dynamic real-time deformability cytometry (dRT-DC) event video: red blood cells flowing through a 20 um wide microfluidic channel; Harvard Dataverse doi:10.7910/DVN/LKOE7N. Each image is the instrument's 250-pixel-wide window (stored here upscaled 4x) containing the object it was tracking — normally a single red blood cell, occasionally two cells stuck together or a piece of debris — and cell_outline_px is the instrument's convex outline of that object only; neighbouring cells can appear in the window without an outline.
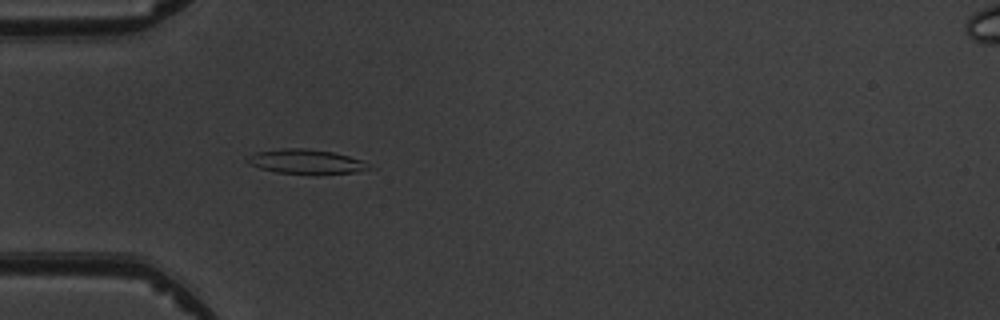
{"species": "common noctule bat (a hibernating species)", "species_latin": "Nyctalus noctula", "temperature_condition": "warm", "stored_images_in_passage": 4, "camera_frame_rate_fps": 3000, "um_per_image_px": 0.085, "animal": {"sex": "male", "body_mass_g": 19.5, "forearm_length_mm": 54.6}, "frame": {"image": 1, "passage_image": 4, "time_ms": 4.333, "image_size_px": [1000, 320], "cell_outline_px": [[368, 168], [356, 172], [276, 172], [260, 168], [248, 164], [244, 160], [248, 156], [256, 152], [284, 148], [308, 148], [332, 152], [364, 160], [368, 164]], "centroid_in_image_um": [25.93, 13.69], "position_along_channel_um": 59.1, "area_um2": 16.65}}